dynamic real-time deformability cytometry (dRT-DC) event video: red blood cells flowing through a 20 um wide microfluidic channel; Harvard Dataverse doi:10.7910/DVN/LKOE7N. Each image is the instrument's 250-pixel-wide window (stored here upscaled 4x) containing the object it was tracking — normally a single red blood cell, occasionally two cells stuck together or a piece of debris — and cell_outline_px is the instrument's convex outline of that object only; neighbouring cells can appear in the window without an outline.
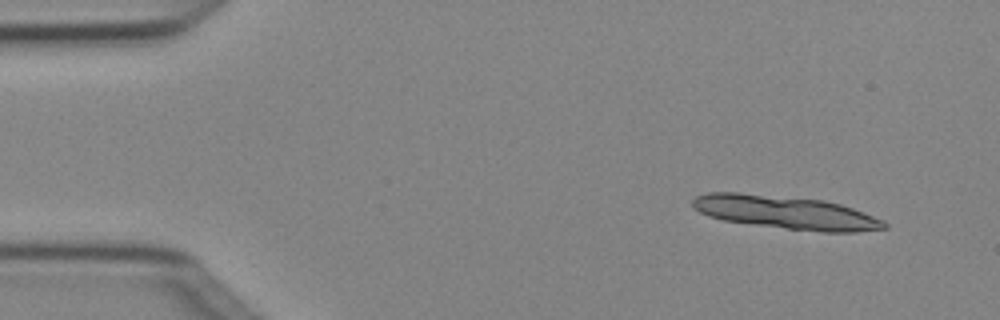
{"species": "Egyptian fruit bat (a non-hibernating species)", "species_latin": "Rousettus aegyptiacus", "temperature_condition": "cold", "stored_images_in_passage": 5, "camera_frame_rate_fps": 3000, "um_per_image_px": 0.085, "animal": {"sex": "female"}, "frame": {"image": 1, "passage_image": 1, "time_ms": 0.0, "image_size_px": [1000, 320], "cell_outline_px": [[888, 228], [856, 232], [824, 232], [788, 228], [724, 220], [708, 216], [692, 208], [692, 200], [696, 196], [708, 192], [740, 192], [824, 200], [840, 204], [852, 208], [884, 220], [888, 224]], "centroid_in_image_um": [66.79, 18.04], "position_along_channel_um": 18.2, "area_um2": 36.93}}
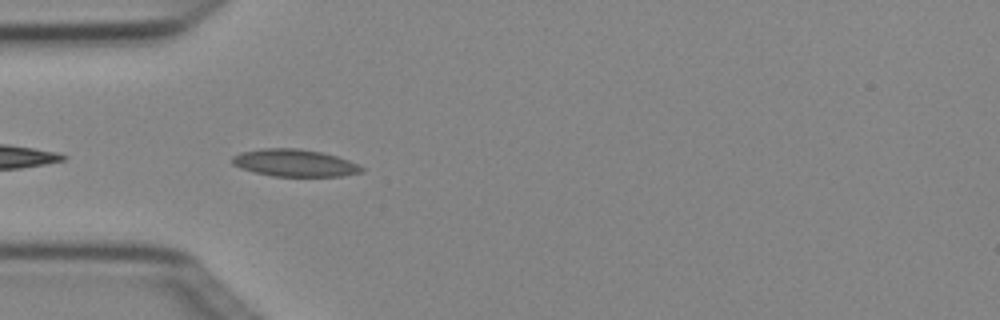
{"frame": {"image": 2, "passage_image": 4, "time_ms": 1.0, "image_size_px": [1000, 320], "cell_outline_px": [[364, 172], [344, 176], [272, 176], [240, 168], [232, 164], [232, 156], [240, 152], [264, 148], [296, 148], [320, 152], [336, 156], [360, 164], [364, 168]], "centroid_in_image_um": [25.06, 13.85], "position_along_channel_um": 59.9, "area_um2": 20.58}}
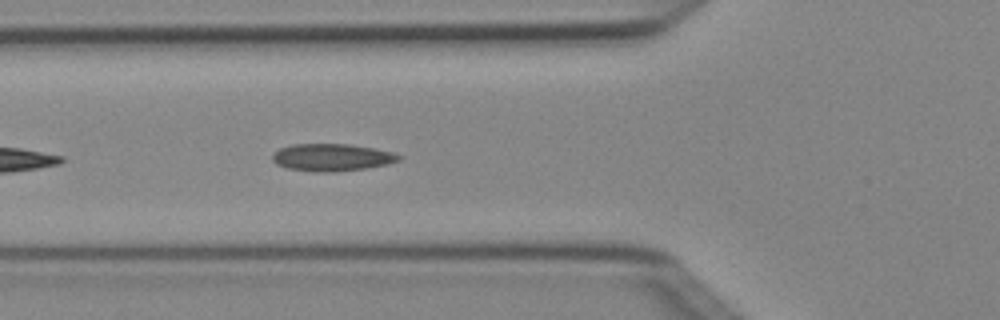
{"frame": {"image": 3, "passage_image": 5, "time_ms": 1.333, "image_size_px": [1000, 320], "cell_outline_px": [[404, 156], [400, 160], [388, 164], [364, 168], [336, 172], [316, 172], [288, 168], [276, 164], [272, 160], [272, 156], [280, 148], [292, 144], [348, 144], [396, 152]], "centroid_in_image_um": [28.25, 13.38], "position_along_channel_um": 97.6, "area_um2": 20.17}}